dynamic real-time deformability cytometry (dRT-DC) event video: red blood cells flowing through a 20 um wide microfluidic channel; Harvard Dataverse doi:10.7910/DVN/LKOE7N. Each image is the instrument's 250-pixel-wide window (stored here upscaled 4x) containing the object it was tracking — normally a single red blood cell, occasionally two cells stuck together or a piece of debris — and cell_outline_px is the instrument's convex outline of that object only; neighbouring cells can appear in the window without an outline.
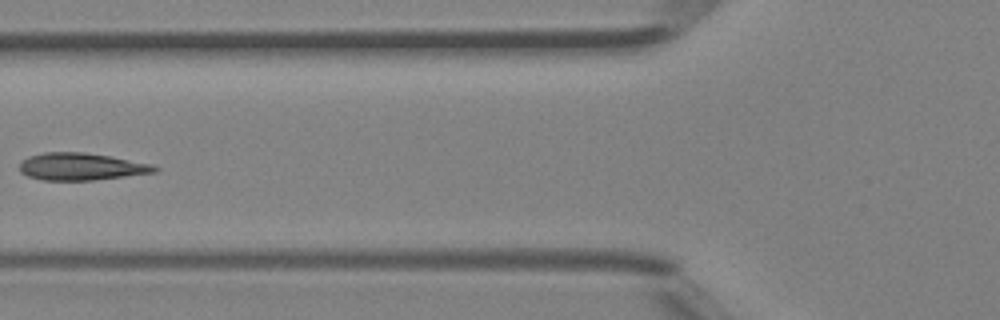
{"species": "Egyptian fruit bat (a non-hibernating species)", "species_latin": "Rousettus aegyptiacus", "temperature_condition": "room temperature", "stored_images_in_passage": 5, "camera_frame_rate_fps": 3000, "um_per_image_px": 0.085, "animal": {"sex": "female"}, "frame": {"image": 1, "passage_image": 5, "time_ms": 1.333, "image_size_px": [1000, 320], "cell_outline_px": [[160, 168], [156, 172], [92, 180], [44, 180], [28, 176], [20, 172], [20, 164], [28, 156], [44, 152], [84, 152], [108, 156], [152, 164]], "centroid_in_image_um": [6.89, 14.16], "position_along_channel_um": 118.9, "area_um2": 21.21}}